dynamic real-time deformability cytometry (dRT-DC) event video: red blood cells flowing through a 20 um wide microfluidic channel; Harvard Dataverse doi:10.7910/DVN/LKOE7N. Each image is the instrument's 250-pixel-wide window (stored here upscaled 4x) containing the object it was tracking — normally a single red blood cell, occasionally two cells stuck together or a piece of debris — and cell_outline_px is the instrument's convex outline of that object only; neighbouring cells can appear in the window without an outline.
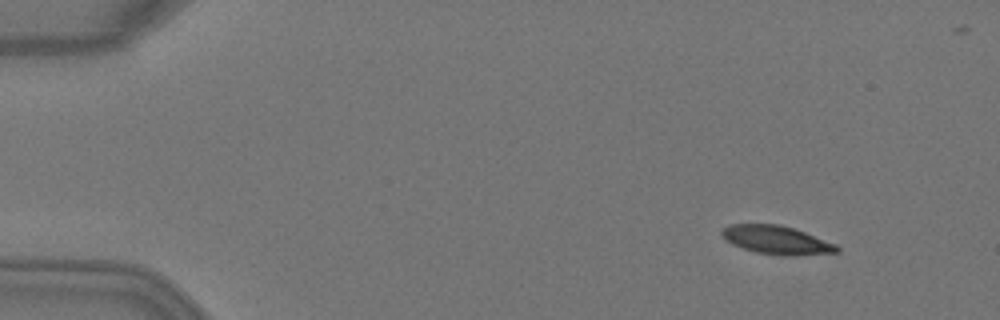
{"species": "Egyptian fruit bat (a non-hibernating species)", "species_latin": "Rousettus aegyptiacus", "temperature_condition": "warm", "stored_images_in_passage": 3, "camera_frame_rate_fps": 3000, "um_per_image_px": 0.085, "animal": {"sex": "female"}, "frame": {"image": 1, "passage_image": 3, "time_ms": 0.667, "image_size_px": [1000, 320], "cell_outline_px": [[840, 252], [796, 256], [784, 256], [756, 252], [732, 244], [724, 240], [720, 236], [720, 232], [728, 224], [780, 224], [804, 232], [836, 244], [840, 248]], "centroid_in_image_um": [65.99, 20.4], "position_along_channel_um": 19.0, "area_um2": 19.19}}